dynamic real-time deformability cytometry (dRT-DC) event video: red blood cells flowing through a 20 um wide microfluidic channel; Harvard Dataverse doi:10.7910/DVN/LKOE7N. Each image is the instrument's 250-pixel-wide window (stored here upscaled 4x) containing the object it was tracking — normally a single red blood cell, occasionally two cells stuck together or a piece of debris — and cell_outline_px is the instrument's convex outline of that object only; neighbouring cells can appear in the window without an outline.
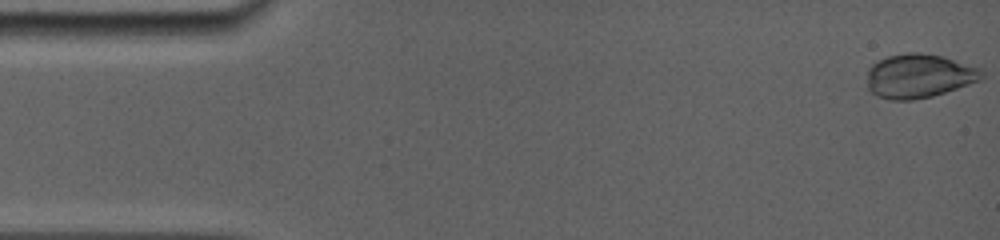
{"species": "common noctule bat (a hibernating species)", "species_latin": "Nyctalus noctula", "temperature_condition": "room temperature", "stored_images_in_passage": 48, "camera_frame_rate_fps": 5000, "um_per_image_px": 0.085, "animal": {"sex": "female", "body_mass_g": 19.0, "forearm_length_mm": 56.7}, "frame": {"image": 1, "passage_image": 1, "time_ms": 0.0, "image_size_px": [1000, 240], "cell_outline_px": [[984, 76], [980, 80], [932, 96], [912, 100], [892, 100], [876, 96], [868, 88], [868, 68], [876, 60], [888, 56], [908, 52], [920, 52], [944, 56], [980, 68], [984, 72]], "centroid_in_image_um": [78.1, 6.44], "position_along_channel_um": 6.9, "area_um2": 29.48}}
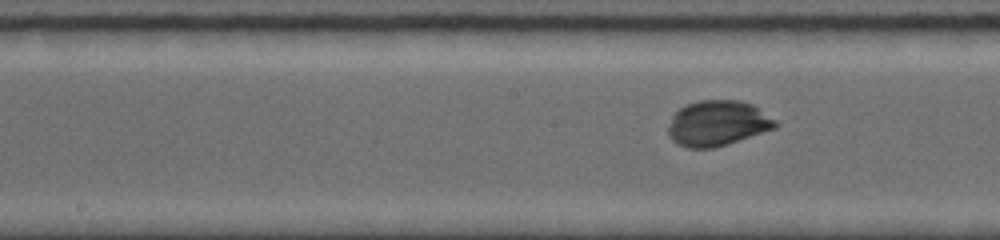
{"frame": {"image": 2, "passage_image": 30, "time_ms": 7.8, "image_size_px": [1000, 240], "cell_outline_px": [[780, 124], [776, 128], [728, 144], [712, 148], [688, 148], [672, 140], [668, 136], [668, 128], [672, 116], [684, 104], [700, 100], [740, 100], [752, 104], [776, 120]], "centroid_in_image_um": [61.0, 10.47], "position_along_channel_um": 187.2, "area_um2": 28.44}}
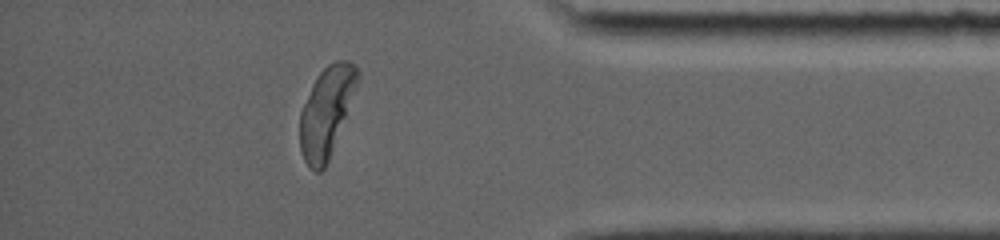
{"frame": {"image": 3, "passage_image": 48, "time_ms": 13.8, "image_size_px": [1000, 240], "cell_outline_px": [[360, 80], [328, 160], [324, 168], [320, 172], [316, 172], [308, 168], [300, 152], [300, 112], [312, 84], [316, 76], [328, 64], [336, 60], [348, 60], [356, 64], [360, 72]], "centroid_in_image_um": [27.75, 9.46], "position_along_channel_um": 407.4, "area_um2": 30.23}, "authors_computed_cell_mechanics": {"area_um2": 28.3509, "velocity_mm_per_s": 3.9131, "shape_relaxation_time_tau1_ms": 3.1104, "shape_relaxation_time_tau2_ms": null, "deformation_change_tau1": 0.1309, "deformation_change_tau2": null}}